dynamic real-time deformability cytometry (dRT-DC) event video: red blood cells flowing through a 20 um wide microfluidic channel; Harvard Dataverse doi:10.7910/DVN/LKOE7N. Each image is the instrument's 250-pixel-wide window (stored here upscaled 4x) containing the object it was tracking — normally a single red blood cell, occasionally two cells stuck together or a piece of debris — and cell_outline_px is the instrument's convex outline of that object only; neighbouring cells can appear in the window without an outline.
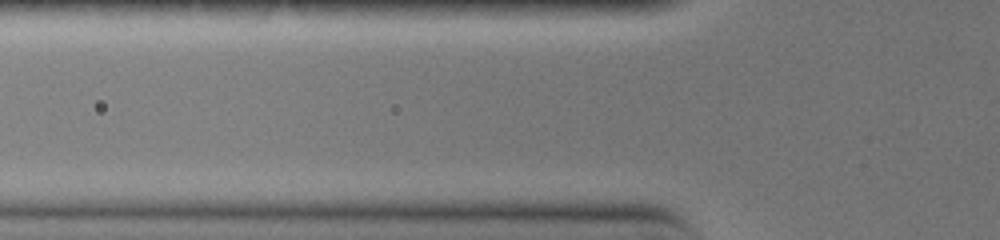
{"species": "common noctule bat (a hibernating species)", "species_latin": "Nyctalus noctula", "temperature_condition": "warm", "stored_images_in_passage": 3, "camera_frame_rate_fps": 3000, "um_per_image_px": 0.085, "animal": {"sex": "female", "body_mass_g": 19.0, "forearm_length_mm": 51.5}, "frame": {"image": 1, "passage_image": 2, "time_ms": 0.333, "image_size_px": [1000, 240], "cell_outline_px": [[624, 164], [620, 168], [476, 164], [472, 160], [544, 152], [608, 156], [624, 160]], "centroid_in_image_um": [47.19, 13.64], "position_along_channel_um": 78.6, "area_um2": 11.56}}